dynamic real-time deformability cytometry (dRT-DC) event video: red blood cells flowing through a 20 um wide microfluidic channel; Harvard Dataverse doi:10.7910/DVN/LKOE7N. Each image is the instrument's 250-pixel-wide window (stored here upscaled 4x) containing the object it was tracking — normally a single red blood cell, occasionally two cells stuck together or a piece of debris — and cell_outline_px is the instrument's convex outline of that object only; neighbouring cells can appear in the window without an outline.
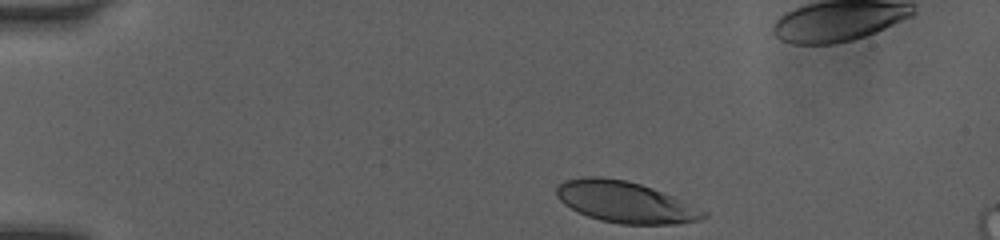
{"species": "human", "species_latin": "Homo sapiens", "temperature_condition": "room temperature", "stored_images_in_passage": 6, "camera_frame_rate_fps": 3000, "um_per_image_px": 0.085, "donor": {"sex": "female"}, "frame": {"image": 1, "passage_image": 1, "time_ms": 0.0, "image_size_px": [1000, 240], "cell_outline_px": [[708, 216], [700, 220], [676, 224], [620, 224], [600, 220], [576, 212], [564, 204], [556, 196], [556, 188], [564, 180], [580, 176], [600, 176], [628, 180], [652, 188], [672, 196], [708, 212]], "centroid_in_image_um": [53.11, 17.17], "position_along_channel_um": 31.9, "area_um2": 35.49}}